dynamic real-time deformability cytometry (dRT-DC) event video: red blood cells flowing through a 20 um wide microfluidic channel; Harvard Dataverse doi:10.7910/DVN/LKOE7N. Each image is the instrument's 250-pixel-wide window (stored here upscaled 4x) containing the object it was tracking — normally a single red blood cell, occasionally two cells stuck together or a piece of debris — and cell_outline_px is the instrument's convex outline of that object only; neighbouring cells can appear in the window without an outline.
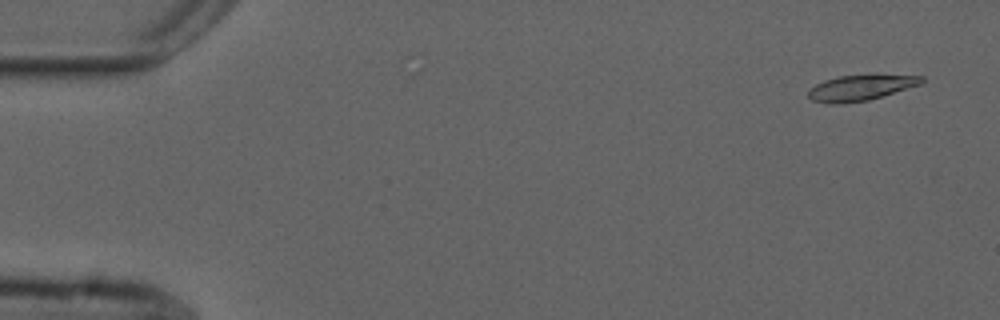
{"species": "common noctule bat (a hibernating species)", "species_latin": "Nyctalus noctula", "temperature_condition": "cold", "stored_images_in_passage": 15, "camera_frame_rate_fps": 3000, "um_per_image_px": 0.085, "animal": {"sex": "male", "forearm_length_mm": 52.5}, "frame": {"image": 1, "passage_image": 3, "time_ms": 0.667, "image_size_px": [1000, 320], "cell_outline_px": [[924, 80], [920, 84], [868, 100], [840, 104], [828, 104], [812, 100], [808, 96], [808, 92], [816, 84], [824, 80], [840, 76], [924, 76]], "centroid_in_image_um": [73.08, 7.48], "position_along_channel_um": 11.9, "area_um2": 16.24}}
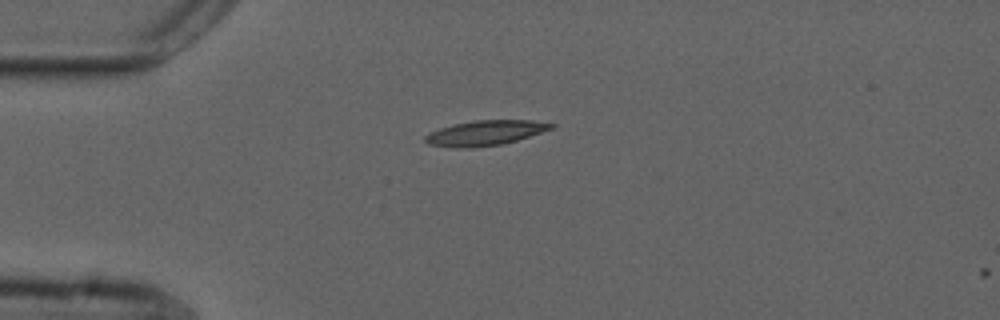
{"frame": {"image": 2, "passage_image": 14, "time_ms": 4.333, "image_size_px": [1000, 320], "cell_outline_px": [[556, 128], [516, 140], [500, 144], [472, 148], [452, 148], [428, 144], [424, 140], [424, 136], [440, 128], [452, 124], [472, 120], [532, 120], [556, 124]], "centroid_in_image_um": [41.25, 11.29], "position_along_channel_um": 43.8, "area_um2": 18.5}}